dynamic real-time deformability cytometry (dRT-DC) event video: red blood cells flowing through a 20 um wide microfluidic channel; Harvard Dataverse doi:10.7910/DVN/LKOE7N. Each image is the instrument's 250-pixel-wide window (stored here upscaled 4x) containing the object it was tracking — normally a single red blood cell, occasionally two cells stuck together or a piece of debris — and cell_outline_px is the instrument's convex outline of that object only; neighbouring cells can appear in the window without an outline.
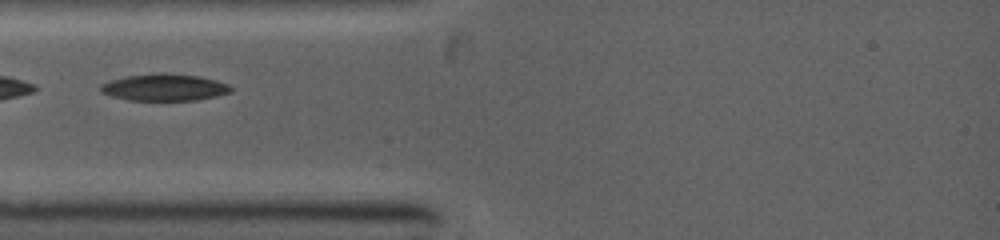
{"species": "common noctule bat (a hibernating species)", "species_latin": "Nyctalus noctula", "temperature_condition": "warm", "stored_images_in_passage": 5, "camera_frame_rate_fps": 5000, "um_per_image_px": 0.085, "animal": {"sex": "female", "body_mass_g": 19.0, "forearm_length_mm": 53.3}, "frame": {"image": 1, "passage_image": 1, "time_ms": 0.0, "image_size_px": [1000, 240], "cell_outline_px": [[232, 92], [216, 96], [196, 100], [128, 100], [112, 96], [100, 92], [100, 84], [108, 80], [128, 76], [160, 72], [164, 72], [200, 76], [216, 80], [228, 84], [232, 88]], "centroid_in_image_um": [13.96, 7.41], "position_along_channel_um": 71.0, "area_um2": 20.58}}